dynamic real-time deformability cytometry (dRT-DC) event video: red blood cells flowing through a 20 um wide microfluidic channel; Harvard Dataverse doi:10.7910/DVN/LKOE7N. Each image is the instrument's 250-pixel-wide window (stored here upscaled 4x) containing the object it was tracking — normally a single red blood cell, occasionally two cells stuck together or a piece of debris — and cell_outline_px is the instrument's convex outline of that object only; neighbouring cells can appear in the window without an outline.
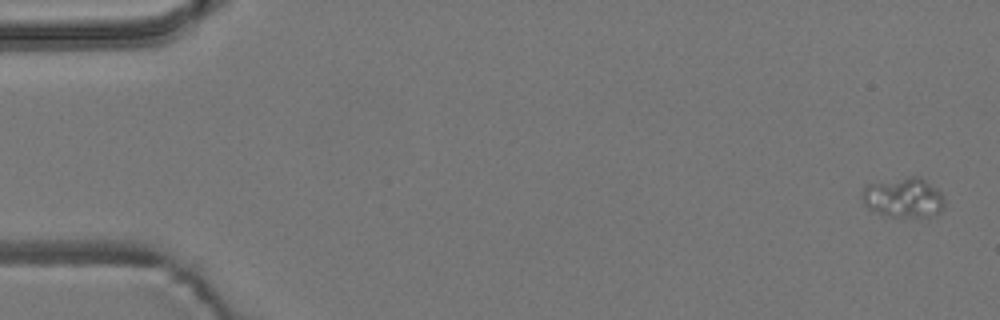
{"species": "common noctule bat (a hibernating species)", "species_latin": "Nyctalus noctula", "temperature_condition": "room temperature", "stored_images_in_passage": 14, "camera_frame_rate_fps": 3000, "um_per_image_px": 0.085, "animal": {"sex": "male", "body_mass_g": 19.2, "forearm_length_mm": 51.8}, "frame": {"image": 1, "passage_image": 1, "time_ms": 0.0, "image_size_px": [1000, 320], "cell_outline_px": [[944, 208], [940, 212], [928, 216], [888, 216], [868, 208], [864, 204], [860, 196], [864, 188], [868, 184], [908, 176], [920, 176], [936, 188], [944, 196]], "centroid_in_image_um": [76.8, 16.78], "position_along_channel_um": 8.2, "area_um2": 19.07}}
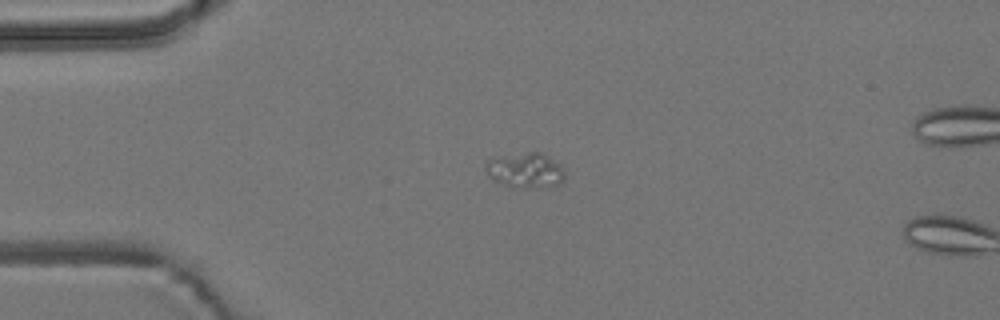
{"frame": {"image": 2, "passage_image": 13, "time_ms": 4.0, "image_size_px": [1000, 320], "cell_outline_px": [[564, 180], [560, 184], [544, 188], [512, 188], [492, 180], [488, 176], [484, 168], [488, 160], [492, 156], [528, 152], [540, 152], [548, 156], [560, 164], [564, 168]], "centroid_in_image_um": [44.63, 14.49], "position_along_channel_um": 40.4, "area_um2": 16.82}}